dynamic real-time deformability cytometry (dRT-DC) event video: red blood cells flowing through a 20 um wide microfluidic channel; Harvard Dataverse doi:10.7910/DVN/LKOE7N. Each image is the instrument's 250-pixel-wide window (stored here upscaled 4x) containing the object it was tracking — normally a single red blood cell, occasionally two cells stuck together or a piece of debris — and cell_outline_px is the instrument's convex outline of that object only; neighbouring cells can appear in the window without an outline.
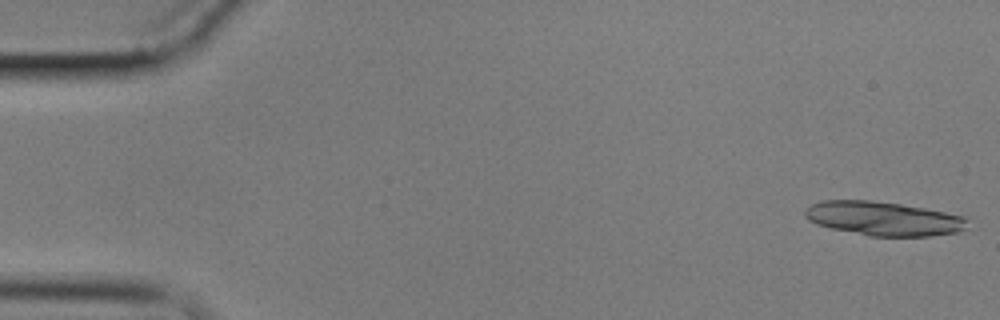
{"species": "common noctule bat (a hibernating species)", "species_latin": "Nyctalus noctula", "temperature_condition": "cold", "stored_images_in_passage": 18, "camera_frame_rate_fps": 3000, "um_per_image_px": 0.085, "animal": {"sex": "male", "body_mass_g": 17.9}, "frame": {"image": 1, "passage_image": 1, "time_ms": 0.0, "image_size_px": [1000, 320], "cell_outline_px": [[968, 228], [960, 232], [928, 236], [868, 236], [832, 228], [816, 224], [808, 220], [804, 216], [804, 208], [820, 200], [872, 200], [900, 204], [924, 208], [964, 216], [968, 220]], "centroid_in_image_um": [75.09, 18.58], "position_along_channel_um": 9.9, "area_um2": 32.43}}